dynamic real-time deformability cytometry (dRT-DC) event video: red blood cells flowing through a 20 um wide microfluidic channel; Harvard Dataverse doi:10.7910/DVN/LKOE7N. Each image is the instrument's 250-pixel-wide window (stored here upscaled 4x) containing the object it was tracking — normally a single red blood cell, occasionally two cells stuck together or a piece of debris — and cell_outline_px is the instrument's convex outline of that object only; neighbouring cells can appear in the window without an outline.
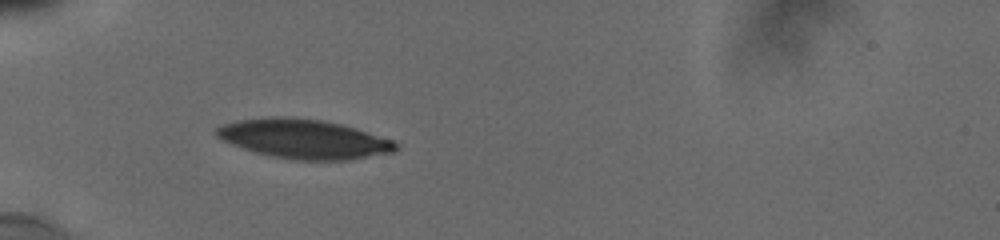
{"species": "human", "species_latin": "Homo sapiens", "temperature_condition": "cold", "stored_images_in_passage": 8, "camera_frame_rate_fps": 3000, "um_per_image_px": 0.085, "donor": {"sex": "male"}, "frame": {"image": 1, "passage_image": 6, "time_ms": 5.333, "image_size_px": [1000, 240], "cell_outline_px": [[400, 148], [396, 152], [348, 160], [292, 160], [272, 156], [256, 152], [232, 144], [216, 136], [216, 128], [220, 124], [236, 120], [268, 116], [288, 116], [324, 120], [356, 128], [392, 140], [400, 144]], "centroid_in_image_um": [25.85, 11.8], "position_along_channel_um": 59.2, "area_um2": 41.44}}